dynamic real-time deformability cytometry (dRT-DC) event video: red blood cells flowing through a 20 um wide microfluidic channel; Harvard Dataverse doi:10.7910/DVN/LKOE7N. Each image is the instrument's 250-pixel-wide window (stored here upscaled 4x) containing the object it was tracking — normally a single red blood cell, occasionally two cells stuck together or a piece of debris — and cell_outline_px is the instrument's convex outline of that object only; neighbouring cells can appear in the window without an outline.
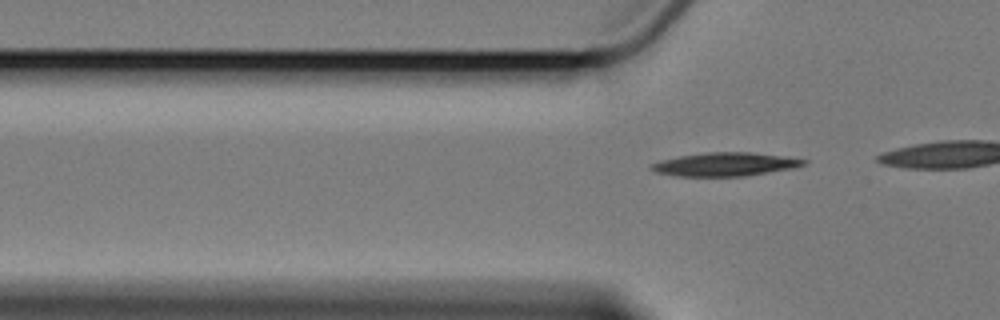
{"species": "Egyptian fruit bat (a non-hibernating species)", "species_latin": "Rousettus aegyptiacus", "temperature_condition": "cold", "stored_images_in_passage": 3, "segment_of_instrument_passage": [2, 2], "camera_frame_rate_fps": 3000, "um_per_image_px": 0.085, "animal": {"sex": "female"}, "frame": {"image": 1, "passage_image": 3, "time_ms": 2.333, "image_size_px": [1000, 320], "cell_outline_px": [[808, 164], [792, 168], [744, 176], [680, 176], [656, 172], [648, 168], [652, 164], [660, 160], [680, 156], [704, 152], [752, 152], [808, 160]], "centroid_in_image_um": [61.62, 13.96], "position_along_channel_um": 64.2, "area_um2": 20.69}}